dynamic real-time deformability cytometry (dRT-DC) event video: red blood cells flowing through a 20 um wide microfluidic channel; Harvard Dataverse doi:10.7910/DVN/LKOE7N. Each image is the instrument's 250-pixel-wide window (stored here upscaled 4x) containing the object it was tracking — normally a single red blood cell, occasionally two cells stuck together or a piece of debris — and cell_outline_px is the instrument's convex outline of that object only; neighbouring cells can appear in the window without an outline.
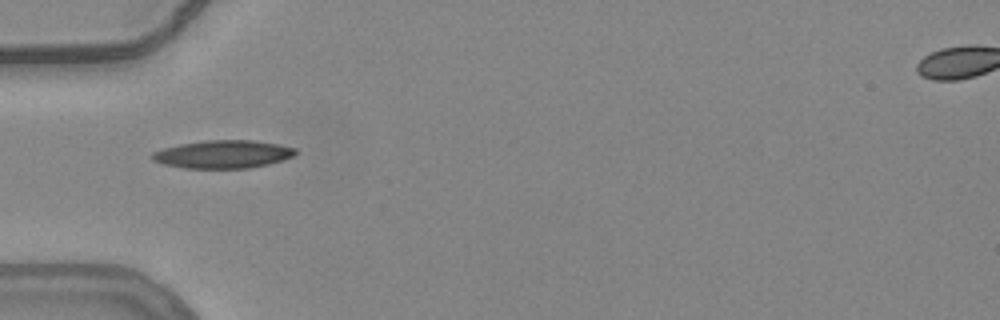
{"species": "common noctule bat (a hibernating species)", "species_latin": "Nyctalus noctula", "temperature_condition": "warm", "stored_images_in_passage": 7, "camera_frame_rate_fps": 3000, "um_per_image_px": 0.085, "animal": {"sex": "female", "body_mass_g": 24.6, "forearm_length_mm": 56.2}, "frame": {"image": 1, "passage_image": 1, "time_ms": 0.0, "image_size_px": [1000, 320], "cell_outline_px": [[296, 152], [292, 156], [284, 160], [252, 168], [184, 168], [164, 164], [152, 160], [148, 156], [152, 152], [164, 148], [180, 144], [204, 140], [252, 140], [276, 144], [296, 148]], "centroid_in_image_um": [18.92, 13.11], "position_along_channel_um": 66.1, "area_um2": 23.41}}